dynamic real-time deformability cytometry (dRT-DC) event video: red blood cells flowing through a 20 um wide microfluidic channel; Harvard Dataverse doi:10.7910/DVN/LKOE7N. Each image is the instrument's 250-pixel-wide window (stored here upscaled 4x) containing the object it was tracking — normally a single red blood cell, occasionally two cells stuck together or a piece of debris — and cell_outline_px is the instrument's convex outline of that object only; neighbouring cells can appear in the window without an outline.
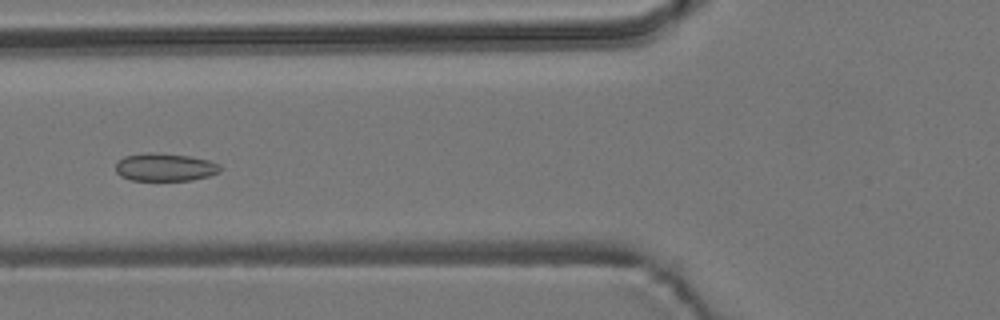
{"species": "common noctule bat (a hibernating species)", "species_latin": "Nyctalus noctula", "temperature_condition": "room temperature", "stored_images_in_passage": 8, "camera_frame_rate_fps": 3000, "um_per_image_px": 0.085, "animal": {"sex": "male", "body_mass_g": 19.2, "forearm_length_mm": 51.8}, "frame": {"image": 1, "passage_image": 7, "time_ms": 2.0, "image_size_px": [1000, 320], "cell_outline_px": [[220, 172], [208, 176], [192, 180], [132, 180], [120, 176], [116, 172], [116, 164], [124, 156], [148, 152], [152, 152], [188, 156], [208, 160], [220, 164]], "centroid_in_image_um": [14.02, 14.21], "position_along_channel_um": 111.8, "area_um2": 16.88}}
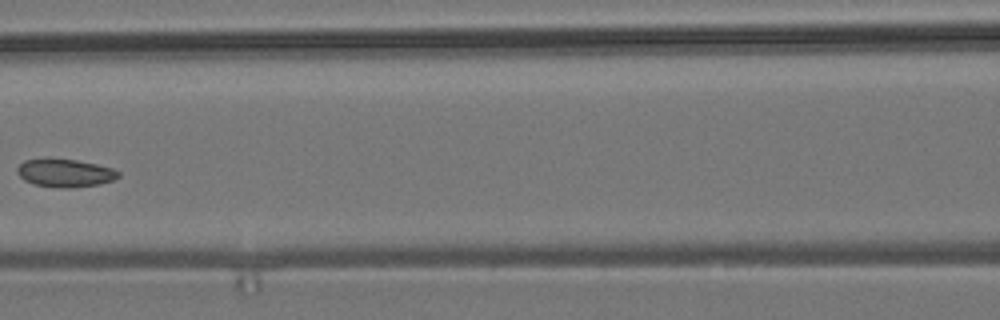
{"frame": {"image": 2, "passage_image": 8, "time_ms": 2.333, "image_size_px": [1000, 320], "cell_outline_px": [[120, 176], [112, 180], [100, 184], [72, 188], [64, 188], [32, 184], [24, 180], [16, 172], [16, 168], [24, 160], [76, 160], [96, 164], [112, 168], [120, 172]], "centroid_in_image_um": [5.54, 14.73], "position_along_channel_um": 161.1, "area_um2": 16.24}}